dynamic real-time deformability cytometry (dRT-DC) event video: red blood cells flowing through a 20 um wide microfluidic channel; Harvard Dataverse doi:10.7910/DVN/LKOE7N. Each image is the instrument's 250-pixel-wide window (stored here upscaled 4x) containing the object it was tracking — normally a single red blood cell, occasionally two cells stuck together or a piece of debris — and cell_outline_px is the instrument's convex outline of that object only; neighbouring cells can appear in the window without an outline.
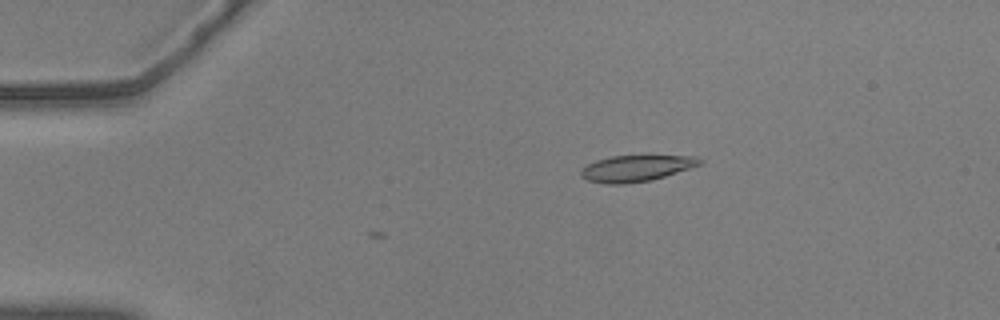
{"species": "common noctule bat (a hibernating species)", "species_latin": "Nyctalus noctula", "temperature_condition": "warm", "stored_images_in_passage": 5, "camera_frame_rate_fps": 3000, "um_per_image_px": 0.085, "animal": {"sex": "male", "body_mass_g": 20.5, "forearm_length_mm": 52.5}, "frame": {"image": 1, "passage_image": 5, "time_ms": 1.333, "image_size_px": [1000, 320], "cell_outline_px": [[704, 160], [700, 164], [664, 176], [648, 180], [624, 184], [604, 184], [588, 180], [580, 176], [580, 172], [588, 164], [596, 160], [612, 156], [696, 156]], "centroid_in_image_um": [54.04, 14.3], "position_along_channel_um": 31.0, "area_um2": 17.8}}